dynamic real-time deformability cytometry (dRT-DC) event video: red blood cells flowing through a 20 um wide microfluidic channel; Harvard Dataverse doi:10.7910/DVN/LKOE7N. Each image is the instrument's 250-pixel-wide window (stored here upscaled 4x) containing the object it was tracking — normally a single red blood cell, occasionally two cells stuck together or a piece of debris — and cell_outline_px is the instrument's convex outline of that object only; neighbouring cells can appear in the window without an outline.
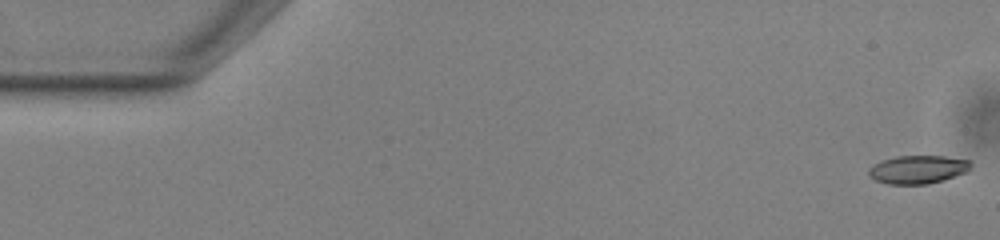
{"species": "common noctule bat (a hibernating species)", "species_latin": "Nyctalus noctula", "temperature_condition": "warm", "stored_images_in_passage": 53, "camera_frame_rate_fps": 3000, "um_per_image_px": 0.085, "animal": {"sex": "male", "body_mass_g": 13.0, "forearm_length_mm": 53.1}, "frame": {"image": 1, "passage_image": 1, "time_ms": 0.0, "image_size_px": [1000, 240], "cell_outline_px": [[972, 164], [968, 172], [944, 180], [928, 184], [888, 184], [876, 180], [868, 176], [868, 168], [880, 160], [896, 156], [944, 156], [972, 160]], "centroid_in_image_um": [78.04, 14.4], "position_along_channel_um": 7.0, "area_um2": 17.11}}
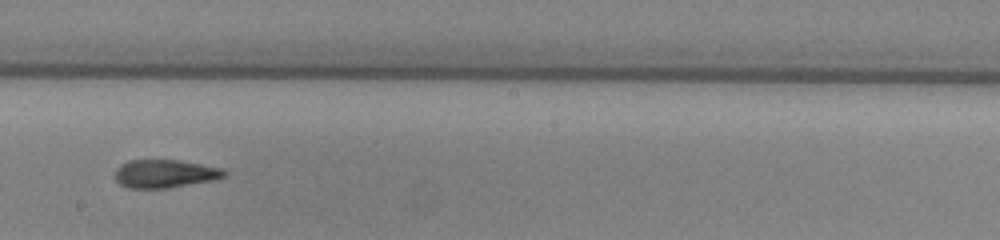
{"frame": {"image": 2, "passage_image": 30, "time_ms": 9.667, "image_size_px": [1000, 240], "cell_outline_px": [[228, 176], [212, 180], [168, 188], [128, 188], [120, 184], [116, 180], [116, 168], [120, 164], [128, 160], [180, 160], [224, 168], [228, 172]], "centroid_in_image_um": [14.05, 14.75], "position_along_channel_um": 234.1, "area_um2": 18.09}}
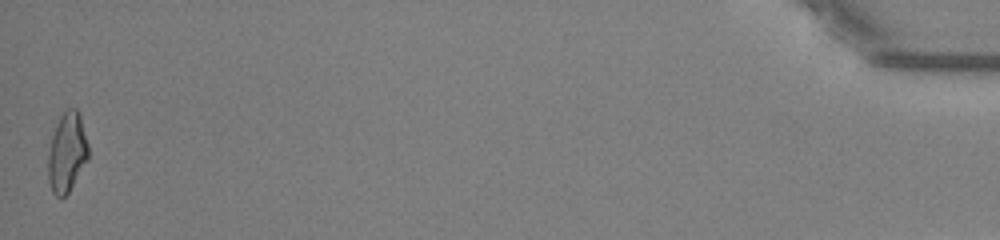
{"frame": {"image": 3, "passage_image": 53, "time_ms": 17.333, "image_size_px": [1000, 240], "cell_outline_px": [[88, 160], [68, 192], [64, 196], [56, 196], [52, 192], [48, 180], [48, 152], [52, 136], [56, 124], [60, 116], [68, 108], [76, 108], [80, 112], [88, 144]], "centroid_in_image_um": [5.7, 12.93], "position_along_channel_um": 429.5, "area_um2": 18.67}, "authors_computed_cell_mechanics": {"area_um2": 18.3226, "velocity_mm_per_s": 3.869, "shape_relaxation_time_tau1_ms": 7.4802, "shape_relaxation_time_tau2_ms": 4.1309, "deformation_change_tau1": 0.2179, "deformation_change_tau2": 0.1372}}